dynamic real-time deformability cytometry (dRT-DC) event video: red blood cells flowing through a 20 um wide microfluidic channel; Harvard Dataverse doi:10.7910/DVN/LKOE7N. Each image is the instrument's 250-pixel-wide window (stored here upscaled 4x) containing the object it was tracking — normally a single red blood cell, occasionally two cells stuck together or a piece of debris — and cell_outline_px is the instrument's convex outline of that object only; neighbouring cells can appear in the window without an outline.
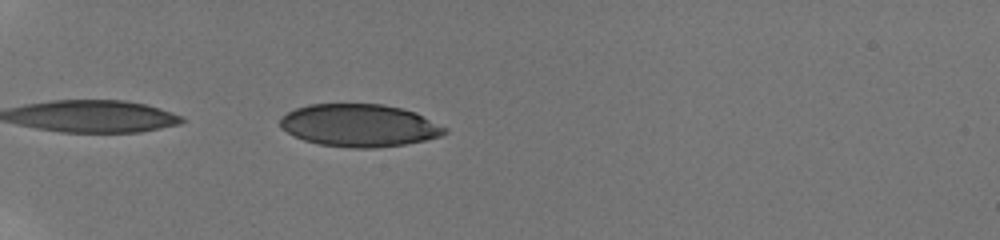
{"species": "human", "species_latin": "Homo sapiens", "temperature_condition": "room temperature", "stored_images_in_passage": 8, "camera_frame_rate_fps": 3000, "um_per_image_px": 0.085, "donor": {"sex": "male"}, "frame": {"image": 1, "passage_image": 1, "time_ms": 0.0, "image_size_px": [1000, 240], "cell_outline_px": [[448, 132], [440, 136], [424, 140], [404, 144], [372, 148], [352, 148], [320, 144], [304, 140], [280, 128], [280, 116], [296, 108], [308, 104], [384, 104], [416, 112], [448, 128]], "centroid_in_image_um": [30.55, 10.65], "position_along_channel_um": 54.5, "area_um2": 40.81}}
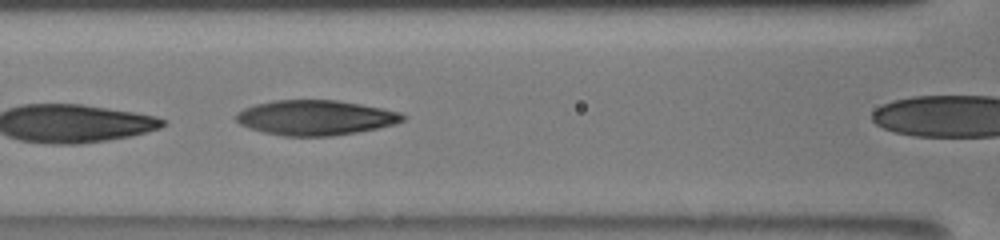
{"frame": {"image": 2, "passage_image": 4, "time_ms": 1.667, "image_size_px": [1000, 240], "cell_outline_px": [[408, 116], [404, 120], [396, 124], [356, 132], [332, 136], [284, 136], [264, 132], [248, 128], [240, 124], [236, 120], [236, 116], [244, 108], [256, 104], [272, 100], [336, 100], [360, 104], [400, 112]], "centroid_in_image_um": [26.82, 10.0], "position_along_channel_um": 139.8, "area_um2": 33.87}}